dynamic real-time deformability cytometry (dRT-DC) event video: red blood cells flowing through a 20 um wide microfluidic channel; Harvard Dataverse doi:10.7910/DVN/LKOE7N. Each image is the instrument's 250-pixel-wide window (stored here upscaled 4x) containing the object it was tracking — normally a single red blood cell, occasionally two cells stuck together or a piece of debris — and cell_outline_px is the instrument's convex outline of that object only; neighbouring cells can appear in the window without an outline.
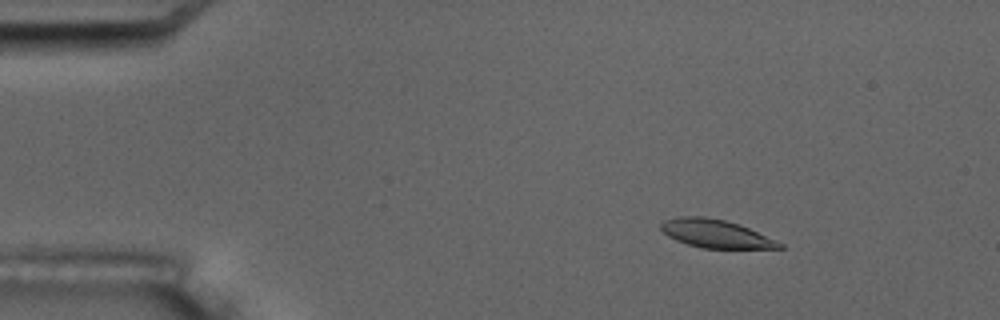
{"species": "common noctule bat (a hibernating species)", "species_latin": "Nyctalus noctula", "temperature_condition": "room temperature", "stored_images_in_passage": 8, "camera_frame_rate_fps": 3000, "um_per_image_px": 0.085, "animal": {"sex": "male", "body_mass_g": 17.5, "forearm_length_mm": 52.3}, "frame": {"image": 1, "passage_image": 3, "time_ms": 2.333, "image_size_px": [1000, 320], "cell_outline_px": [[784, 248], [700, 248], [676, 240], [668, 236], [660, 228], [660, 224], [664, 220], [680, 216], [704, 216], [724, 220], [748, 228], [776, 240], [784, 244]], "centroid_in_image_um": [60.81, 19.86], "position_along_channel_um": 24.2, "area_um2": 19.25}}